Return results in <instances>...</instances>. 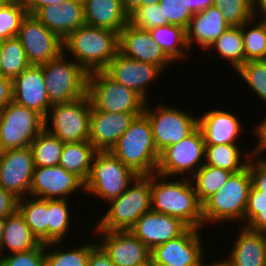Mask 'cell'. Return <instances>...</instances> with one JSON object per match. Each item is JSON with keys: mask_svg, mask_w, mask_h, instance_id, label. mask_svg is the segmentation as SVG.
I'll return each instance as SVG.
<instances>
[{"mask_svg": "<svg viewBox=\"0 0 266 266\" xmlns=\"http://www.w3.org/2000/svg\"><path fill=\"white\" fill-rule=\"evenodd\" d=\"M151 210L179 218L188 227L205 229L202 204L190 178L174 181L157 173L150 175Z\"/></svg>", "mask_w": 266, "mask_h": 266, "instance_id": "1", "label": "cell"}, {"mask_svg": "<svg viewBox=\"0 0 266 266\" xmlns=\"http://www.w3.org/2000/svg\"><path fill=\"white\" fill-rule=\"evenodd\" d=\"M63 42L66 56L88 74L104 71L119 51L117 32L87 24L77 28Z\"/></svg>", "mask_w": 266, "mask_h": 266, "instance_id": "2", "label": "cell"}, {"mask_svg": "<svg viewBox=\"0 0 266 266\" xmlns=\"http://www.w3.org/2000/svg\"><path fill=\"white\" fill-rule=\"evenodd\" d=\"M110 152L138 175L156 173L161 153L144 113L134 118Z\"/></svg>", "mask_w": 266, "mask_h": 266, "instance_id": "3", "label": "cell"}, {"mask_svg": "<svg viewBox=\"0 0 266 266\" xmlns=\"http://www.w3.org/2000/svg\"><path fill=\"white\" fill-rule=\"evenodd\" d=\"M251 186L248 166L237 173H233L226 184L202 204L204 227L206 225L209 227L210 224L218 226L234 221H236L234 224L239 222L243 227Z\"/></svg>", "mask_w": 266, "mask_h": 266, "instance_id": "4", "label": "cell"}, {"mask_svg": "<svg viewBox=\"0 0 266 266\" xmlns=\"http://www.w3.org/2000/svg\"><path fill=\"white\" fill-rule=\"evenodd\" d=\"M108 204L95 227L101 231L130 230L143 214L151 210L150 175H138L121 196Z\"/></svg>", "mask_w": 266, "mask_h": 266, "instance_id": "5", "label": "cell"}, {"mask_svg": "<svg viewBox=\"0 0 266 266\" xmlns=\"http://www.w3.org/2000/svg\"><path fill=\"white\" fill-rule=\"evenodd\" d=\"M137 176L110 151L97 152L85 181V194L100 198L102 204V200L109 202L121 196Z\"/></svg>", "mask_w": 266, "mask_h": 266, "instance_id": "6", "label": "cell"}, {"mask_svg": "<svg viewBox=\"0 0 266 266\" xmlns=\"http://www.w3.org/2000/svg\"><path fill=\"white\" fill-rule=\"evenodd\" d=\"M71 59V60H70ZM50 104L74 101L87 95L88 73L63 52L42 65Z\"/></svg>", "mask_w": 266, "mask_h": 266, "instance_id": "7", "label": "cell"}, {"mask_svg": "<svg viewBox=\"0 0 266 266\" xmlns=\"http://www.w3.org/2000/svg\"><path fill=\"white\" fill-rule=\"evenodd\" d=\"M87 94L95 111L143 113L146 101L134 90L112 79L105 71L88 74Z\"/></svg>", "mask_w": 266, "mask_h": 266, "instance_id": "8", "label": "cell"}, {"mask_svg": "<svg viewBox=\"0 0 266 266\" xmlns=\"http://www.w3.org/2000/svg\"><path fill=\"white\" fill-rule=\"evenodd\" d=\"M91 109L88 94L74 101L54 104L44 118V129L63 143L89 141Z\"/></svg>", "mask_w": 266, "mask_h": 266, "instance_id": "9", "label": "cell"}, {"mask_svg": "<svg viewBox=\"0 0 266 266\" xmlns=\"http://www.w3.org/2000/svg\"><path fill=\"white\" fill-rule=\"evenodd\" d=\"M145 103L144 114L148 117L153 138L160 153L168 146L177 144L198 127V116L176 106Z\"/></svg>", "mask_w": 266, "mask_h": 266, "instance_id": "10", "label": "cell"}, {"mask_svg": "<svg viewBox=\"0 0 266 266\" xmlns=\"http://www.w3.org/2000/svg\"><path fill=\"white\" fill-rule=\"evenodd\" d=\"M204 156L205 142L197 127L189 136L161 152L156 173L171 178H191L204 165Z\"/></svg>", "mask_w": 266, "mask_h": 266, "instance_id": "11", "label": "cell"}, {"mask_svg": "<svg viewBox=\"0 0 266 266\" xmlns=\"http://www.w3.org/2000/svg\"><path fill=\"white\" fill-rule=\"evenodd\" d=\"M44 129V118L13 101L0 110V152L25 148Z\"/></svg>", "mask_w": 266, "mask_h": 266, "instance_id": "12", "label": "cell"}, {"mask_svg": "<svg viewBox=\"0 0 266 266\" xmlns=\"http://www.w3.org/2000/svg\"><path fill=\"white\" fill-rule=\"evenodd\" d=\"M202 229L188 227L180 236L151 250L152 265L205 266ZM202 234V235H201ZM204 251V252H203Z\"/></svg>", "mask_w": 266, "mask_h": 266, "instance_id": "13", "label": "cell"}, {"mask_svg": "<svg viewBox=\"0 0 266 266\" xmlns=\"http://www.w3.org/2000/svg\"><path fill=\"white\" fill-rule=\"evenodd\" d=\"M17 38L30 65L46 64L64 52L63 40L30 14L22 20Z\"/></svg>", "mask_w": 266, "mask_h": 266, "instance_id": "14", "label": "cell"}, {"mask_svg": "<svg viewBox=\"0 0 266 266\" xmlns=\"http://www.w3.org/2000/svg\"><path fill=\"white\" fill-rule=\"evenodd\" d=\"M34 168L30 146L1 151L0 187L17 199L30 196Z\"/></svg>", "mask_w": 266, "mask_h": 266, "instance_id": "15", "label": "cell"}, {"mask_svg": "<svg viewBox=\"0 0 266 266\" xmlns=\"http://www.w3.org/2000/svg\"><path fill=\"white\" fill-rule=\"evenodd\" d=\"M81 190L82 194L85 193V182L76 174L66 171L62 166L34 168L30 187L32 197L44 200H68L72 198V195L74 197V194L81 193Z\"/></svg>", "mask_w": 266, "mask_h": 266, "instance_id": "16", "label": "cell"}, {"mask_svg": "<svg viewBox=\"0 0 266 266\" xmlns=\"http://www.w3.org/2000/svg\"><path fill=\"white\" fill-rule=\"evenodd\" d=\"M93 232L100 236L97 243L109 255L115 266H148L151 264L150 250L130 230L101 231L95 226ZM102 239V241H101Z\"/></svg>", "mask_w": 266, "mask_h": 266, "instance_id": "17", "label": "cell"}, {"mask_svg": "<svg viewBox=\"0 0 266 266\" xmlns=\"http://www.w3.org/2000/svg\"><path fill=\"white\" fill-rule=\"evenodd\" d=\"M104 71L115 81L134 90L146 102L149 100L148 90L151 89L148 88L151 83L158 82V78L164 75L159 66L131 59L119 51Z\"/></svg>", "mask_w": 266, "mask_h": 266, "instance_id": "18", "label": "cell"}, {"mask_svg": "<svg viewBox=\"0 0 266 266\" xmlns=\"http://www.w3.org/2000/svg\"><path fill=\"white\" fill-rule=\"evenodd\" d=\"M247 166L252 186L247 200L243 227L254 232H262L266 230V155L254 152Z\"/></svg>", "mask_w": 266, "mask_h": 266, "instance_id": "19", "label": "cell"}, {"mask_svg": "<svg viewBox=\"0 0 266 266\" xmlns=\"http://www.w3.org/2000/svg\"><path fill=\"white\" fill-rule=\"evenodd\" d=\"M12 88L13 102L46 117L52 105L47 95L42 65H29L12 80Z\"/></svg>", "mask_w": 266, "mask_h": 266, "instance_id": "20", "label": "cell"}, {"mask_svg": "<svg viewBox=\"0 0 266 266\" xmlns=\"http://www.w3.org/2000/svg\"><path fill=\"white\" fill-rule=\"evenodd\" d=\"M119 52L131 59L155 64L164 72L174 63L154 42L148 30H140L130 23L119 32Z\"/></svg>", "mask_w": 266, "mask_h": 266, "instance_id": "21", "label": "cell"}, {"mask_svg": "<svg viewBox=\"0 0 266 266\" xmlns=\"http://www.w3.org/2000/svg\"><path fill=\"white\" fill-rule=\"evenodd\" d=\"M187 228L179 218L150 210L136 221L130 231L151 251L177 238Z\"/></svg>", "mask_w": 266, "mask_h": 266, "instance_id": "22", "label": "cell"}, {"mask_svg": "<svg viewBox=\"0 0 266 266\" xmlns=\"http://www.w3.org/2000/svg\"><path fill=\"white\" fill-rule=\"evenodd\" d=\"M142 113H107L95 111L90 113L89 142L98 152L110 151L134 118Z\"/></svg>", "mask_w": 266, "mask_h": 266, "instance_id": "23", "label": "cell"}, {"mask_svg": "<svg viewBox=\"0 0 266 266\" xmlns=\"http://www.w3.org/2000/svg\"><path fill=\"white\" fill-rule=\"evenodd\" d=\"M198 127L202 131L205 145L239 144V136L244 135L242 121L226 109L213 108L200 114Z\"/></svg>", "mask_w": 266, "mask_h": 266, "instance_id": "24", "label": "cell"}, {"mask_svg": "<svg viewBox=\"0 0 266 266\" xmlns=\"http://www.w3.org/2000/svg\"><path fill=\"white\" fill-rule=\"evenodd\" d=\"M33 16L63 41L85 24L83 0H66L62 4L46 5L40 7Z\"/></svg>", "mask_w": 266, "mask_h": 266, "instance_id": "25", "label": "cell"}, {"mask_svg": "<svg viewBox=\"0 0 266 266\" xmlns=\"http://www.w3.org/2000/svg\"><path fill=\"white\" fill-rule=\"evenodd\" d=\"M229 27L222 12L214 6L194 14L186 28L189 49L198 44L206 51Z\"/></svg>", "mask_w": 266, "mask_h": 266, "instance_id": "26", "label": "cell"}, {"mask_svg": "<svg viewBox=\"0 0 266 266\" xmlns=\"http://www.w3.org/2000/svg\"><path fill=\"white\" fill-rule=\"evenodd\" d=\"M229 257L222 261L228 266H266L264 240L260 232H254L239 224Z\"/></svg>", "mask_w": 266, "mask_h": 266, "instance_id": "27", "label": "cell"}, {"mask_svg": "<svg viewBox=\"0 0 266 266\" xmlns=\"http://www.w3.org/2000/svg\"><path fill=\"white\" fill-rule=\"evenodd\" d=\"M85 24L119 32L128 23L122 0H83Z\"/></svg>", "mask_w": 266, "mask_h": 266, "instance_id": "28", "label": "cell"}, {"mask_svg": "<svg viewBox=\"0 0 266 266\" xmlns=\"http://www.w3.org/2000/svg\"><path fill=\"white\" fill-rule=\"evenodd\" d=\"M39 244L40 242L32 234L24 217L18 210L5 218V226L0 243V255L29 251ZM3 252L5 253L3 254Z\"/></svg>", "mask_w": 266, "mask_h": 266, "instance_id": "29", "label": "cell"}, {"mask_svg": "<svg viewBox=\"0 0 266 266\" xmlns=\"http://www.w3.org/2000/svg\"><path fill=\"white\" fill-rule=\"evenodd\" d=\"M241 144L205 145L204 164L237 173L245 169L255 149L242 153ZM244 156V157H243ZM244 158V159H243Z\"/></svg>", "mask_w": 266, "mask_h": 266, "instance_id": "30", "label": "cell"}, {"mask_svg": "<svg viewBox=\"0 0 266 266\" xmlns=\"http://www.w3.org/2000/svg\"><path fill=\"white\" fill-rule=\"evenodd\" d=\"M150 36L154 39L163 52L176 64L179 61L190 58L186 29L173 24L158 26L148 29ZM179 60V61H178Z\"/></svg>", "mask_w": 266, "mask_h": 266, "instance_id": "31", "label": "cell"}, {"mask_svg": "<svg viewBox=\"0 0 266 266\" xmlns=\"http://www.w3.org/2000/svg\"><path fill=\"white\" fill-rule=\"evenodd\" d=\"M97 152L89 141L64 143L59 166L76 174L85 182Z\"/></svg>", "mask_w": 266, "mask_h": 266, "instance_id": "32", "label": "cell"}, {"mask_svg": "<svg viewBox=\"0 0 266 266\" xmlns=\"http://www.w3.org/2000/svg\"><path fill=\"white\" fill-rule=\"evenodd\" d=\"M17 210L38 241L48 243L49 200L27 196L18 199Z\"/></svg>", "mask_w": 266, "mask_h": 266, "instance_id": "33", "label": "cell"}, {"mask_svg": "<svg viewBox=\"0 0 266 266\" xmlns=\"http://www.w3.org/2000/svg\"><path fill=\"white\" fill-rule=\"evenodd\" d=\"M92 240L85 243L83 241L82 245L74 246V248H69L70 246L63 248V242L45 243V266H88L91 249L98 241Z\"/></svg>", "mask_w": 266, "mask_h": 266, "instance_id": "34", "label": "cell"}, {"mask_svg": "<svg viewBox=\"0 0 266 266\" xmlns=\"http://www.w3.org/2000/svg\"><path fill=\"white\" fill-rule=\"evenodd\" d=\"M211 50L218 54V59L227 60L228 65H232L233 70L236 71L241 65L246 63L241 26H230L206 50L208 55L209 52H212Z\"/></svg>", "mask_w": 266, "mask_h": 266, "instance_id": "35", "label": "cell"}, {"mask_svg": "<svg viewBox=\"0 0 266 266\" xmlns=\"http://www.w3.org/2000/svg\"><path fill=\"white\" fill-rule=\"evenodd\" d=\"M233 172L204 164L190 179L194 185L198 200L203 204L214 195Z\"/></svg>", "mask_w": 266, "mask_h": 266, "instance_id": "36", "label": "cell"}, {"mask_svg": "<svg viewBox=\"0 0 266 266\" xmlns=\"http://www.w3.org/2000/svg\"><path fill=\"white\" fill-rule=\"evenodd\" d=\"M64 143L43 129L30 144L35 167L58 166Z\"/></svg>", "mask_w": 266, "mask_h": 266, "instance_id": "37", "label": "cell"}, {"mask_svg": "<svg viewBox=\"0 0 266 266\" xmlns=\"http://www.w3.org/2000/svg\"><path fill=\"white\" fill-rule=\"evenodd\" d=\"M246 62L266 60V21L252 18L241 26Z\"/></svg>", "mask_w": 266, "mask_h": 266, "instance_id": "38", "label": "cell"}, {"mask_svg": "<svg viewBox=\"0 0 266 266\" xmlns=\"http://www.w3.org/2000/svg\"><path fill=\"white\" fill-rule=\"evenodd\" d=\"M68 202L67 199L49 200L48 243L63 242L72 233L71 225L74 223Z\"/></svg>", "mask_w": 266, "mask_h": 266, "instance_id": "39", "label": "cell"}, {"mask_svg": "<svg viewBox=\"0 0 266 266\" xmlns=\"http://www.w3.org/2000/svg\"><path fill=\"white\" fill-rule=\"evenodd\" d=\"M1 46V75L13 80L30 65L25 49L17 37L1 41Z\"/></svg>", "mask_w": 266, "mask_h": 266, "instance_id": "40", "label": "cell"}, {"mask_svg": "<svg viewBox=\"0 0 266 266\" xmlns=\"http://www.w3.org/2000/svg\"><path fill=\"white\" fill-rule=\"evenodd\" d=\"M236 72L248 88L250 87L252 94L266 105V60L248 61Z\"/></svg>", "mask_w": 266, "mask_h": 266, "instance_id": "41", "label": "cell"}, {"mask_svg": "<svg viewBox=\"0 0 266 266\" xmlns=\"http://www.w3.org/2000/svg\"><path fill=\"white\" fill-rule=\"evenodd\" d=\"M213 6L231 27H240L253 18V0H213Z\"/></svg>", "mask_w": 266, "mask_h": 266, "instance_id": "42", "label": "cell"}, {"mask_svg": "<svg viewBox=\"0 0 266 266\" xmlns=\"http://www.w3.org/2000/svg\"><path fill=\"white\" fill-rule=\"evenodd\" d=\"M27 11L20 0H12L0 10V41L17 37Z\"/></svg>", "mask_w": 266, "mask_h": 266, "instance_id": "43", "label": "cell"}, {"mask_svg": "<svg viewBox=\"0 0 266 266\" xmlns=\"http://www.w3.org/2000/svg\"><path fill=\"white\" fill-rule=\"evenodd\" d=\"M128 23L140 30L168 25L167 20H163V13L158 2L140 6L128 17Z\"/></svg>", "mask_w": 266, "mask_h": 266, "instance_id": "44", "label": "cell"}, {"mask_svg": "<svg viewBox=\"0 0 266 266\" xmlns=\"http://www.w3.org/2000/svg\"><path fill=\"white\" fill-rule=\"evenodd\" d=\"M158 3L163 13V20H167L168 24L187 28L194 15L188 8V0H158Z\"/></svg>", "mask_w": 266, "mask_h": 266, "instance_id": "45", "label": "cell"}, {"mask_svg": "<svg viewBox=\"0 0 266 266\" xmlns=\"http://www.w3.org/2000/svg\"><path fill=\"white\" fill-rule=\"evenodd\" d=\"M0 266H45V244L25 252L0 255Z\"/></svg>", "mask_w": 266, "mask_h": 266, "instance_id": "46", "label": "cell"}, {"mask_svg": "<svg viewBox=\"0 0 266 266\" xmlns=\"http://www.w3.org/2000/svg\"><path fill=\"white\" fill-rule=\"evenodd\" d=\"M18 199L0 187V217L6 218L17 210Z\"/></svg>", "mask_w": 266, "mask_h": 266, "instance_id": "47", "label": "cell"}, {"mask_svg": "<svg viewBox=\"0 0 266 266\" xmlns=\"http://www.w3.org/2000/svg\"><path fill=\"white\" fill-rule=\"evenodd\" d=\"M255 126H253L252 128V132L254 133V137L256 141V138L258 139L256 141L255 146V152H257L258 154L262 155V152L265 153L266 152V115L263 117L262 116V120L259 121L258 124H254Z\"/></svg>", "mask_w": 266, "mask_h": 266, "instance_id": "48", "label": "cell"}, {"mask_svg": "<svg viewBox=\"0 0 266 266\" xmlns=\"http://www.w3.org/2000/svg\"><path fill=\"white\" fill-rule=\"evenodd\" d=\"M88 266H115L109 255L97 243L90 252Z\"/></svg>", "mask_w": 266, "mask_h": 266, "instance_id": "49", "label": "cell"}, {"mask_svg": "<svg viewBox=\"0 0 266 266\" xmlns=\"http://www.w3.org/2000/svg\"><path fill=\"white\" fill-rule=\"evenodd\" d=\"M12 79L0 74V110L12 101Z\"/></svg>", "mask_w": 266, "mask_h": 266, "instance_id": "50", "label": "cell"}, {"mask_svg": "<svg viewBox=\"0 0 266 266\" xmlns=\"http://www.w3.org/2000/svg\"><path fill=\"white\" fill-rule=\"evenodd\" d=\"M66 0H20L28 14L33 15L40 7L52 4H62Z\"/></svg>", "mask_w": 266, "mask_h": 266, "instance_id": "51", "label": "cell"}, {"mask_svg": "<svg viewBox=\"0 0 266 266\" xmlns=\"http://www.w3.org/2000/svg\"><path fill=\"white\" fill-rule=\"evenodd\" d=\"M158 0H122V7L124 13L129 17L134 13L140 6L148 3H156Z\"/></svg>", "mask_w": 266, "mask_h": 266, "instance_id": "52", "label": "cell"}, {"mask_svg": "<svg viewBox=\"0 0 266 266\" xmlns=\"http://www.w3.org/2000/svg\"><path fill=\"white\" fill-rule=\"evenodd\" d=\"M253 18L266 21V0H253Z\"/></svg>", "mask_w": 266, "mask_h": 266, "instance_id": "53", "label": "cell"}, {"mask_svg": "<svg viewBox=\"0 0 266 266\" xmlns=\"http://www.w3.org/2000/svg\"><path fill=\"white\" fill-rule=\"evenodd\" d=\"M188 2V8L193 14L199 13L202 10L213 6V0H188Z\"/></svg>", "mask_w": 266, "mask_h": 266, "instance_id": "54", "label": "cell"}, {"mask_svg": "<svg viewBox=\"0 0 266 266\" xmlns=\"http://www.w3.org/2000/svg\"><path fill=\"white\" fill-rule=\"evenodd\" d=\"M205 266H228L225 264L221 259L213 260L211 263L209 261L206 263Z\"/></svg>", "mask_w": 266, "mask_h": 266, "instance_id": "55", "label": "cell"}, {"mask_svg": "<svg viewBox=\"0 0 266 266\" xmlns=\"http://www.w3.org/2000/svg\"><path fill=\"white\" fill-rule=\"evenodd\" d=\"M4 226H5V218H1L0 217V243H1V240H2Z\"/></svg>", "mask_w": 266, "mask_h": 266, "instance_id": "56", "label": "cell"}, {"mask_svg": "<svg viewBox=\"0 0 266 266\" xmlns=\"http://www.w3.org/2000/svg\"><path fill=\"white\" fill-rule=\"evenodd\" d=\"M11 1L12 0H0V10L7 6Z\"/></svg>", "mask_w": 266, "mask_h": 266, "instance_id": "57", "label": "cell"}, {"mask_svg": "<svg viewBox=\"0 0 266 266\" xmlns=\"http://www.w3.org/2000/svg\"><path fill=\"white\" fill-rule=\"evenodd\" d=\"M260 233H261L262 238L264 240V246H265V252H266V230L265 231H262Z\"/></svg>", "mask_w": 266, "mask_h": 266, "instance_id": "58", "label": "cell"}, {"mask_svg": "<svg viewBox=\"0 0 266 266\" xmlns=\"http://www.w3.org/2000/svg\"><path fill=\"white\" fill-rule=\"evenodd\" d=\"M1 63H2V46L0 41V74H1Z\"/></svg>", "mask_w": 266, "mask_h": 266, "instance_id": "59", "label": "cell"}, {"mask_svg": "<svg viewBox=\"0 0 266 266\" xmlns=\"http://www.w3.org/2000/svg\"><path fill=\"white\" fill-rule=\"evenodd\" d=\"M153 266H170V265H153Z\"/></svg>", "mask_w": 266, "mask_h": 266, "instance_id": "60", "label": "cell"}]
</instances>
